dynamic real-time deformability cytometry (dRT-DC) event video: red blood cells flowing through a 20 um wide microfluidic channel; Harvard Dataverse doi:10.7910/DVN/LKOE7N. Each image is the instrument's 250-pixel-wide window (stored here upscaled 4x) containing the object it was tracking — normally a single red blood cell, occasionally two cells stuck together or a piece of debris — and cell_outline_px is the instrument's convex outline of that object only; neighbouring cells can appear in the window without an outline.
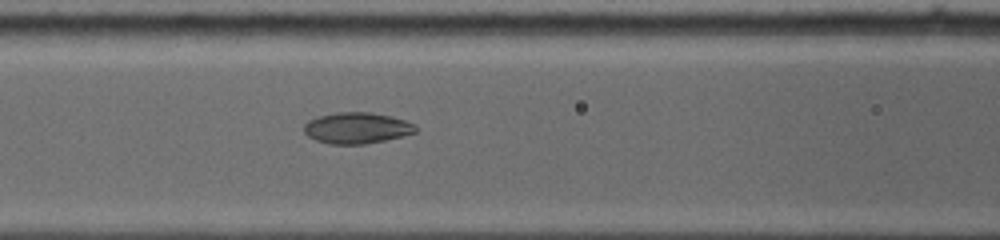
{"species": "common noctule bat (a hibernating species)", "species_latin": "Nyctalus noctula", "temperature_condition": "warm", "stored_images_in_passage": 20, "camera_frame_rate_fps": 5000, "um_per_image_px": 0.085, "animal": {"sex": "female", "body_mass_g": 19.0, "forearm_length_mm": 53.3}, "frame": {"image": 1, "passage_image": 4, "time_ms": 1.6, "image_size_px": [1000, 240], "cell_outline_px": [[416, 132], [404, 136], [364, 144], [332, 144], [316, 140], [308, 136], [304, 132], [304, 124], [308, 120], [320, 116], [336, 112], [368, 112], [388, 116], [404, 120], [412, 124], [416, 128]], "centroid_in_image_um": [30.3, 10.88], "position_along_channel_um": 136.3, "area_um2": 20.0}}
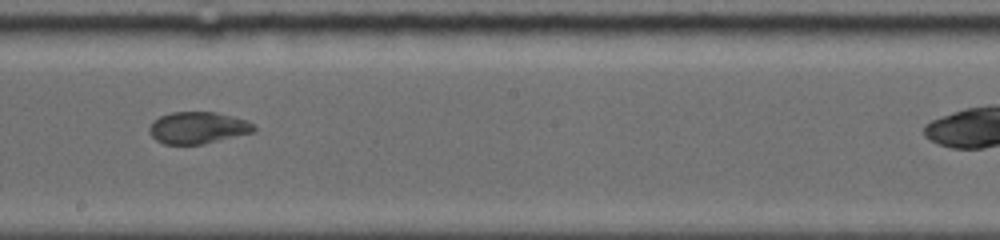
{"frame": {"image": 2, "passage_image": 9, "time_ms": 4.0, "image_size_px": [1000, 240], "cell_outline_px": [[256, 128], [252, 132], [200, 144], [164, 144], [156, 140], [152, 136], [152, 124], [160, 116], [172, 112], [216, 112], [244, 120], [252, 124]], "centroid_in_image_um": [16.81, 10.85], "position_along_channel_um": 231.4, "area_um2": 18.67}}
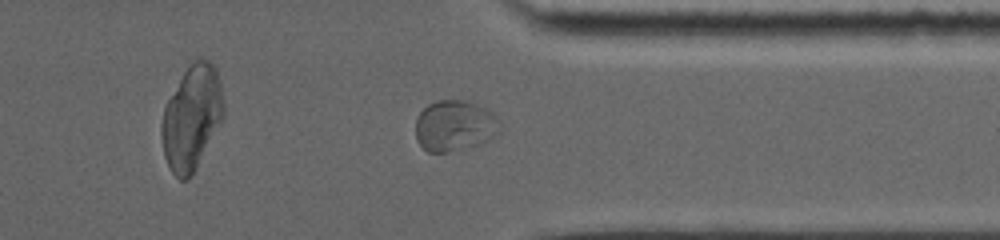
{"frame": {"image": 3, "passage_image": 17, "time_ms": 7.6, "image_size_px": [1000, 240], "cell_outline_px": [[492, 112], [476, 128], [448, 152], [428, 152], [416, 140], [416, 120], [420, 112], [428, 104], [436, 100], [464, 100], [476, 104]], "centroid_in_image_um": [38.05, 10.51], "position_along_channel_um": 373.3, "area_um2": 19.77}}